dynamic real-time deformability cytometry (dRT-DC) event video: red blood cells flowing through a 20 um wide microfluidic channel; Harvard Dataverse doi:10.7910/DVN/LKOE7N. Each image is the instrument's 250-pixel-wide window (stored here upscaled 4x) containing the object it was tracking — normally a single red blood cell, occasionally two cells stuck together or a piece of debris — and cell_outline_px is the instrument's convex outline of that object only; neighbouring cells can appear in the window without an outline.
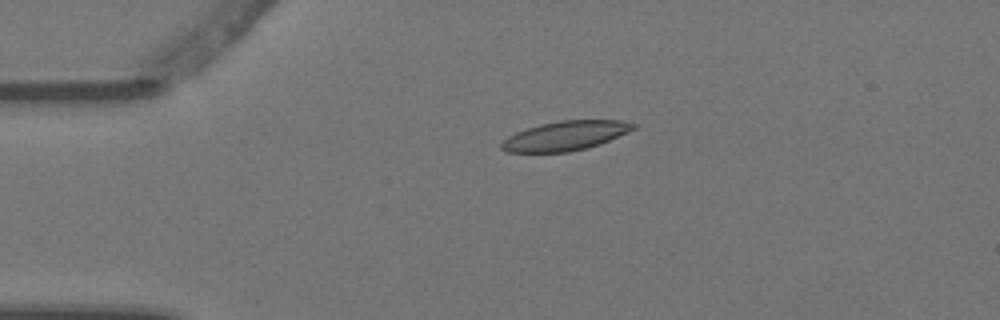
{"species": "Egyptian fruit bat (a non-hibernating species)", "species_latin": "Rousettus aegyptiacus", "temperature_condition": "warm", "stored_images_in_passage": 2, "camera_frame_rate_fps": 3000, "um_per_image_px": 0.085, "animal": {"sex": "female"}, "frame": {"image": 1, "passage_image": 1, "time_ms": 0.0, "image_size_px": [1000, 320], "cell_outline_px": [[636, 128], [628, 132], [600, 144], [568, 152], [508, 152], [500, 148], [500, 144], [508, 136], [516, 132], [540, 124], [560, 120], [620, 120], [636, 124]], "centroid_in_image_um": [48.05, 11.53], "position_along_channel_um": 36.9, "area_um2": 22.43}}